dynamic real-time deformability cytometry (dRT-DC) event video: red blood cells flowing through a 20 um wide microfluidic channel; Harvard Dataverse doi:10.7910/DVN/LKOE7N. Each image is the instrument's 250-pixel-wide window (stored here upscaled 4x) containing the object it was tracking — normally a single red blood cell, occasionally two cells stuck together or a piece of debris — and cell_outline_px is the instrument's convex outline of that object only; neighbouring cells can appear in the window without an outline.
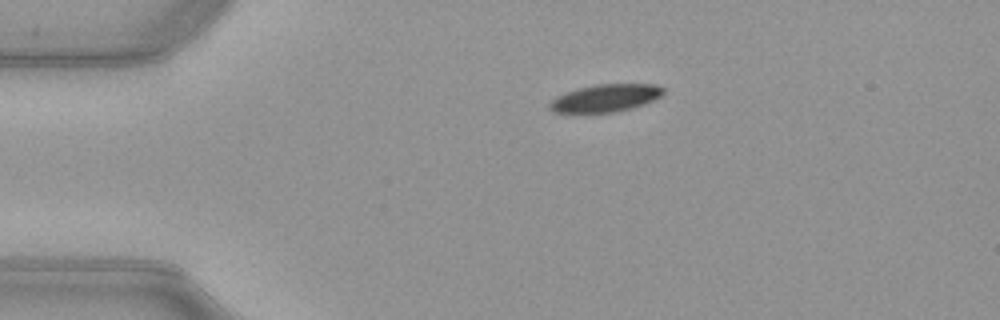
{"species": "common noctule bat (a hibernating species)", "species_latin": "Nyctalus noctula", "temperature_condition": "warm", "stored_images_in_passage": 42, "camera_frame_rate_fps": 3000, "um_per_image_px": 0.085, "animal": {"sex": "female", "body_mass_g": 21.9}, "frame": {"image": 1, "passage_image": 1, "time_ms": 0.0, "image_size_px": [1000, 320], "cell_outline_px": [[664, 92], [660, 96], [644, 104], [632, 108], [616, 112], [556, 112], [548, 108], [548, 104], [556, 96], [564, 92], [576, 88], [596, 84], [656, 84], [664, 88]], "centroid_in_image_um": [51.45, 8.32], "position_along_channel_um": 33.6, "area_um2": 18.26}}
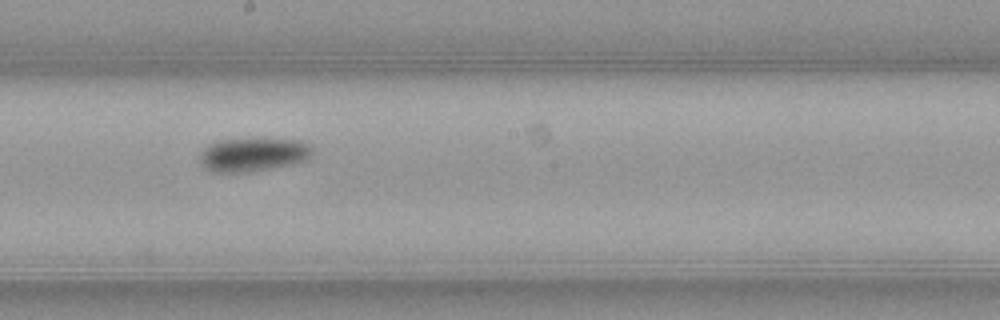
{"frame": {"image": 2, "passage_image": 19, "time_ms": 6.0, "image_size_px": [1000, 320], "cell_outline_px": [[312, 152], [304, 160], [288, 164], [248, 172], [212, 172], [204, 168], [200, 164], [200, 152], [208, 144], [216, 140], [252, 136], [300, 140], [308, 144], [312, 148]], "centroid_in_image_um": [21.43, 13.08], "position_along_channel_um": 226.8, "area_um2": 22.72}}
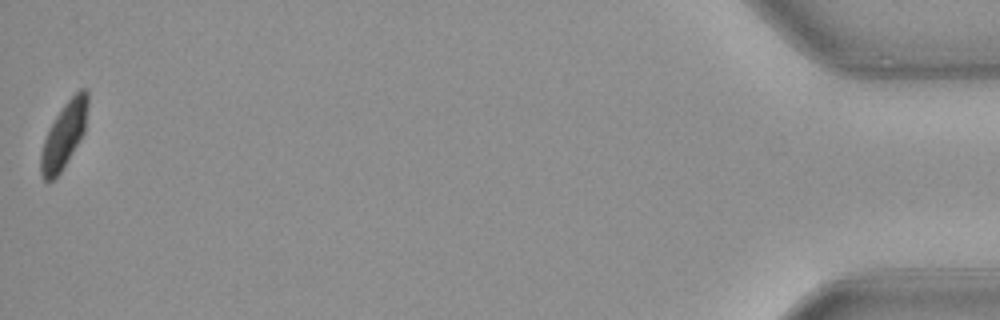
{"frame": {"image": 3, "passage_image": 42, "time_ms": 13.667, "image_size_px": [1000, 320], "cell_outline_px": [[88, 104], [84, 132], [60, 172], [52, 180], [44, 180], [40, 172], [40, 156], [44, 140], [48, 128], [64, 104], [80, 88], [88, 88]], "centroid_in_image_um": [5.43, 11.45], "position_along_channel_um": 429.8, "area_um2": 17.69}, "authors_computed_cell_mechanics": {"area_um2": 20.5768, "velocity_mm_per_s": 3.9751, "shape_relaxation_time_tau1_ms": 2.8251, "shape_relaxation_time_tau2_ms": null, "deformation_change_tau1": 0.1344, "deformation_change_tau2": null}}